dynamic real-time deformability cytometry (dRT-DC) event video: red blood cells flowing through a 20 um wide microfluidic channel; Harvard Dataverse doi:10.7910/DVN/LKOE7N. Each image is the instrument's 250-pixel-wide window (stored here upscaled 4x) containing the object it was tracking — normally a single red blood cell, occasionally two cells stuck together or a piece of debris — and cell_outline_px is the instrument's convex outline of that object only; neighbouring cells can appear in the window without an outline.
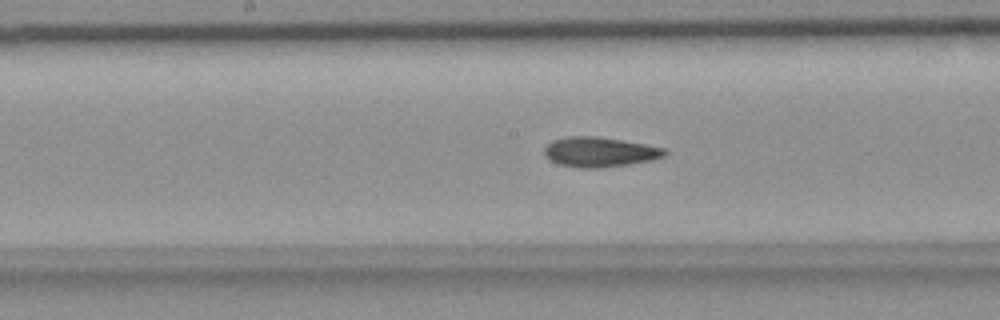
{"species": "common noctule bat (a hibernating species)", "species_latin": "Nyctalus noctula", "temperature_condition": "room temperature", "stored_images_in_passage": 48, "camera_frame_rate_fps": 3000, "um_per_image_px": 0.085, "animal": {"sex": "female", "body_mass_g": 18.4}, "frame": {"image": 1, "passage_image": 28, "time_ms": 9.0, "image_size_px": [1000, 320], "cell_outline_px": [[668, 152], [664, 156], [652, 160], [628, 164], [596, 168], [576, 168], [560, 164], [548, 160], [544, 156], [544, 148], [552, 140], [568, 136], [596, 136], [644, 144], [664, 148]], "centroid_in_image_um": [50.92, 12.92], "position_along_channel_um": 197.3, "area_um2": 20.92}}
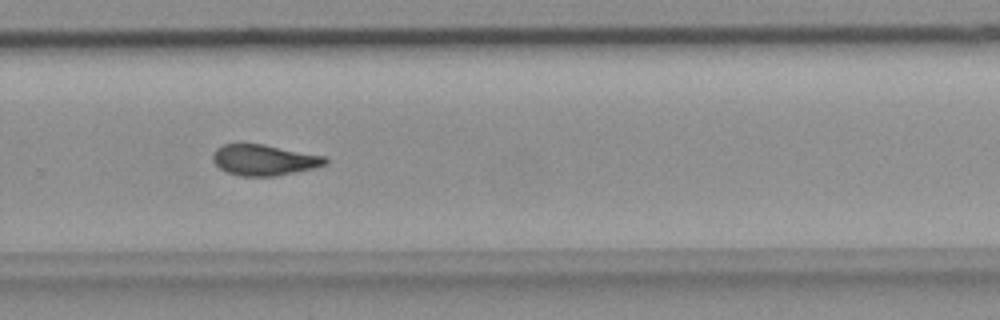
{"frame": {"image": 2, "passage_image": 37, "time_ms": 12.0, "image_size_px": [1000, 320], "cell_outline_px": [[328, 164], [316, 168], [276, 176], [240, 176], [228, 172], [220, 168], [212, 160], [212, 152], [216, 148], [224, 144], [264, 144], [324, 156], [328, 160]], "centroid_in_image_um": [22.45, 13.6], "position_along_channel_um": 307.3, "area_um2": 20.29}}
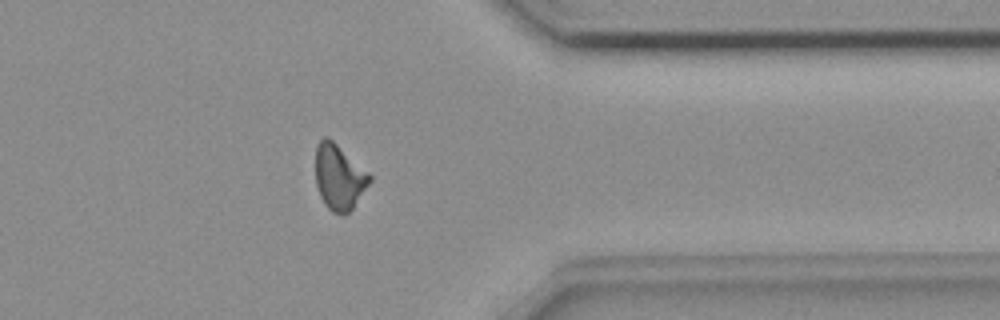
{"frame": {"image": 3, "passage_image": 44, "time_ms": 14.333, "image_size_px": [1000, 320], "cell_outline_px": [[372, 180], [352, 208], [344, 216], [340, 216], [332, 212], [324, 204], [320, 196], [316, 184], [316, 144], [324, 136], [328, 136], [368, 172], [372, 176]], "centroid_in_image_um": [28.81, 15.06], "position_along_channel_um": 382.6, "area_um2": 20.63}}